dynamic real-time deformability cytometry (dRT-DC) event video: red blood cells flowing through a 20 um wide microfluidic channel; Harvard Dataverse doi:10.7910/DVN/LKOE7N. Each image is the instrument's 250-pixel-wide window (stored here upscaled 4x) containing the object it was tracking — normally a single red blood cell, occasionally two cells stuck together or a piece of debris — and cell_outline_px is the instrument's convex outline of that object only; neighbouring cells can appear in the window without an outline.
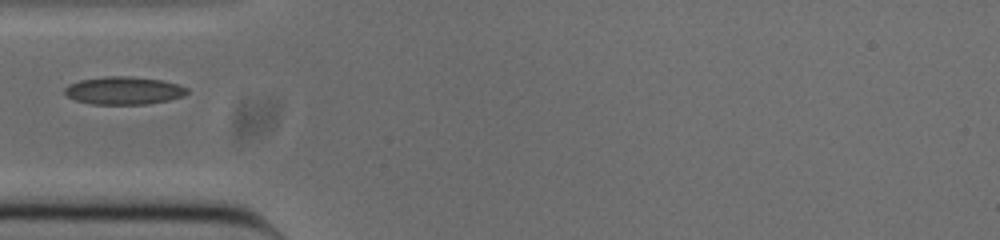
{"species": "common noctule bat (a hibernating species)", "species_latin": "Nyctalus noctula", "temperature_condition": "cold", "stored_images_in_passage": 36, "camera_frame_rate_fps": 3000, "um_per_image_px": 0.085, "animal": {"sex": "male", "body_mass_g": 20.0, "forearm_length_mm": 53.3}, "frame": {"image": 1, "passage_image": 1, "time_ms": 0.0, "image_size_px": [1000, 240], "cell_outline_px": [[188, 92], [184, 96], [168, 100], [148, 104], [92, 104], [76, 100], [68, 96], [64, 92], [64, 88], [68, 84], [80, 80], [104, 76], [132, 76], [160, 80], [176, 84], [188, 88]], "centroid_in_image_um": [10.51, 7.69], "position_along_channel_um": 74.5, "area_um2": 19.83}}
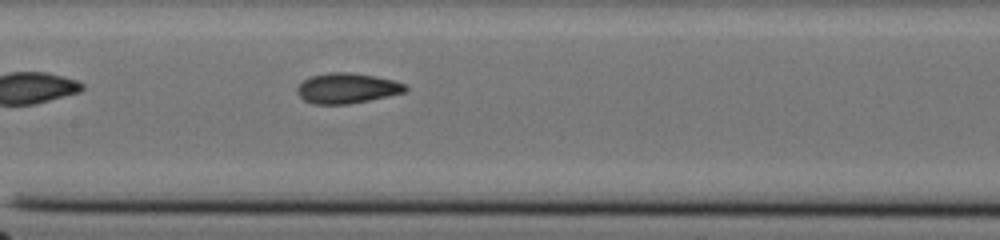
{"frame": {"image": 2, "passage_image": 9, "time_ms": 2.667, "image_size_px": [1000, 240], "cell_outline_px": [[408, 92], [348, 104], [312, 104], [304, 100], [296, 92], [296, 88], [304, 80], [312, 76], [328, 72], [352, 72], [376, 76], [408, 84]], "centroid_in_image_um": [29.53, 7.49], "position_along_channel_um": 177.9, "area_um2": 19.25}}
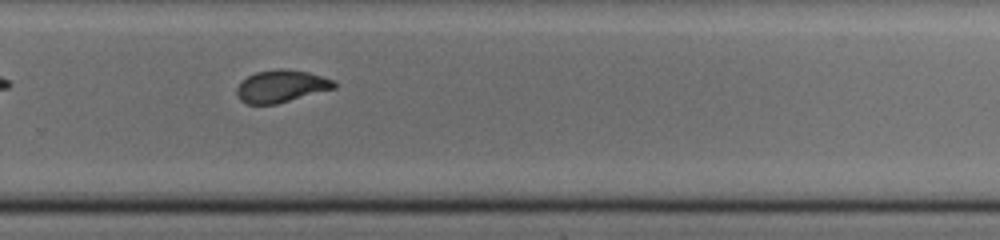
{"frame": {"image": 3, "passage_image": 19, "time_ms": 6.0, "image_size_px": [1000, 240], "cell_outline_px": [[336, 88], [276, 104], [248, 104], [240, 100], [236, 92], [236, 88], [248, 76], [256, 72], [276, 68], [284, 68], [308, 72], [332, 80], [336, 84]], "centroid_in_image_um": [23.89, 7.32], "position_along_channel_um": 305.9, "area_um2": 18.21}}